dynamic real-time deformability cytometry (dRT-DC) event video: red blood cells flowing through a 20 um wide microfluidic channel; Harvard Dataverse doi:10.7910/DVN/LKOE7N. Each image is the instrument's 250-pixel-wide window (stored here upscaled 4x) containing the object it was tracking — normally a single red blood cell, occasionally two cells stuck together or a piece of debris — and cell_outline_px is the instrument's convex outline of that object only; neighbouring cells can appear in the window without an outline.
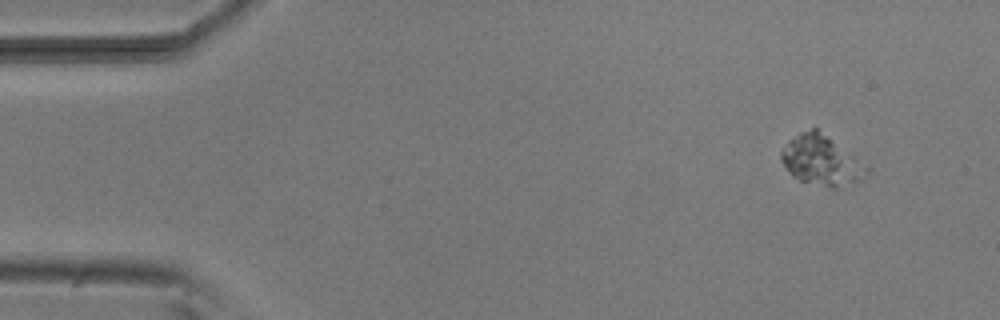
{"species": "common noctule bat (a hibernating species)", "species_latin": "Nyctalus noctula", "temperature_condition": "room temperature", "stored_images_in_passage": 5, "camera_frame_rate_fps": 3000, "um_per_image_px": 0.085, "animal": {"sex": "male", "body_mass_g": 20.5, "forearm_length_mm": 52.5}, "frame": {"image": 1, "passage_image": 2, "time_ms": 1.333, "image_size_px": [1000, 320], "cell_outline_px": [[868, 172], [860, 180], [836, 188], [832, 188], [800, 180], [792, 176], [780, 160], [780, 152], [788, 140], [800, 132], [812, 128], [816, 128], [868, 168]], "centroid_in_image_um": [69.74, 13.64], "position_along_channel_um": 15.3, "area_um2": 24.1}}
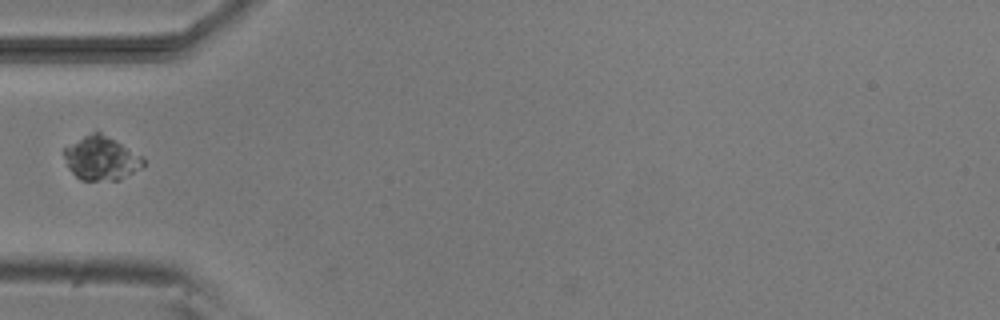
{"frame": {"image": 2, "passage_image": 5, "time_ms": 5.667, "image_size_px": [1000, 320], "cell_outline_px": [[144, 164], [140, 168], [120, 180], [80, 180], [68, 168], [64, 156], [64, 148], [96, 128], [140, 156], [144, 160]], "centroid_in_image_um": [8.57, 13.43], "position_along_channel_um": 76.4, "area_um2": 20.11}}